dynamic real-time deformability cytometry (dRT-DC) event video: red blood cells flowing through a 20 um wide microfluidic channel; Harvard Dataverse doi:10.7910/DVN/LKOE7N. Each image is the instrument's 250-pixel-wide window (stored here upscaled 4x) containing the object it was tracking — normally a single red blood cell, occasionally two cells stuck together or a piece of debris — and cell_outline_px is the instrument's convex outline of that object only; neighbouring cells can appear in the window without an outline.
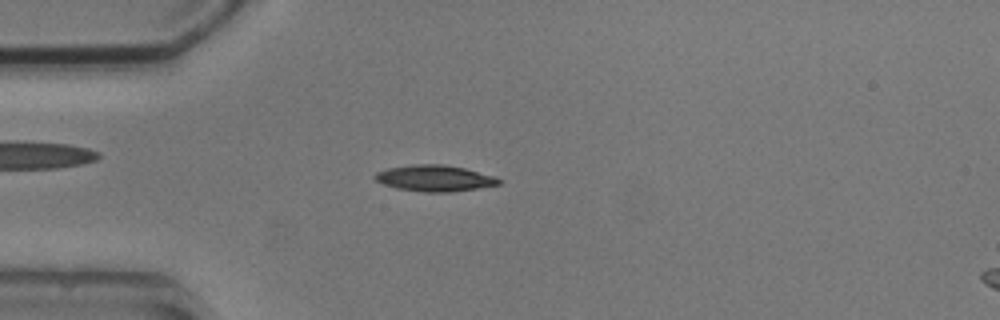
{"species": "common noctule bat (a hibernating species)", "species_latin": "Nyctalus noctula", "temperature_condition": "cold", "stored_images_in_passage": 3, "camera_frame_rate_fps": 3000, "um_per_image_px": 0.085, "animal": {"sex": "male", "body_mass_g": 20.5, "forearm_length_mm": 52.5}, "frame": {"image": 1, "passage_image": 1, "time_ms": 0.0, "image_size_px": [1000, 320], "cell_outline_px": [[500, 184], [452, 192], [424, 192], [396, 188], [384, 184], [376, 180], [372, 176], [376, 172], [388, 168], [412, 164], [444, 164], [464, 168], [496, 176], [500, 180]], "centroid_in_image_um": [36.93, 15.14], "position_along_channel_um": 48.1, "area_um2": 18.9}}